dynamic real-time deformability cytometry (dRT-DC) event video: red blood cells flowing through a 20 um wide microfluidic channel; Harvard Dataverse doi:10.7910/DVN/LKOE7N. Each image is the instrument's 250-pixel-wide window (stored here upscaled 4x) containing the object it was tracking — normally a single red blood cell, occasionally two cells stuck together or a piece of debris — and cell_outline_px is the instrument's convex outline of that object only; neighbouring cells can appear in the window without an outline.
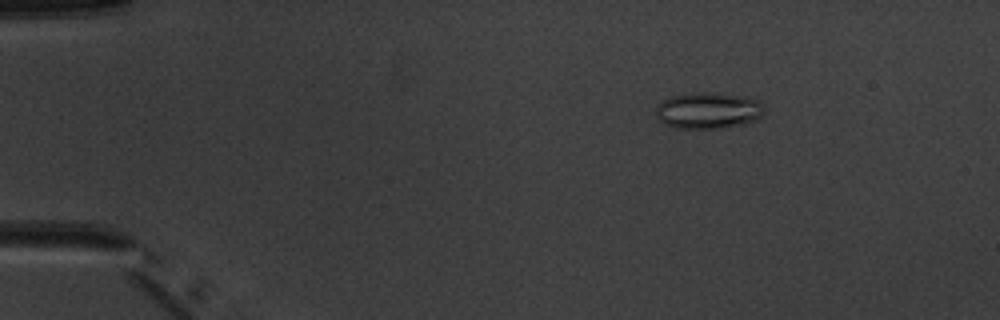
{"species": "common noctule bat (a hibernating species)", "species_latin": "Nyctalus noctula", "temperature_condition": "warm", "stored_images_in_passage": 5, "camera_frame_rate_fps": 3000, "um_per_image_px": 0.085, "animal": {"sex": "male", "body_mass_g": 20.1, "forearm_length_mm": 53.5}, "frame": {"image": 1, "passage_image": 3, "time_ms": 2.333, "image_size_px": [1000, 320], "cell_outline_px": [[764, 112], [756, 120], [744, 124], [720, 128], [676, 128], [664, 124], [656, 116], [656, 104], [672, 96], [696, 92], [704, 92], [736, 96], [760, 100], [764, 104]], "centroid_in_image_um": [60.19, 9.4], "position_along_channel_um": 24.8, "area_um2": 22.83}}